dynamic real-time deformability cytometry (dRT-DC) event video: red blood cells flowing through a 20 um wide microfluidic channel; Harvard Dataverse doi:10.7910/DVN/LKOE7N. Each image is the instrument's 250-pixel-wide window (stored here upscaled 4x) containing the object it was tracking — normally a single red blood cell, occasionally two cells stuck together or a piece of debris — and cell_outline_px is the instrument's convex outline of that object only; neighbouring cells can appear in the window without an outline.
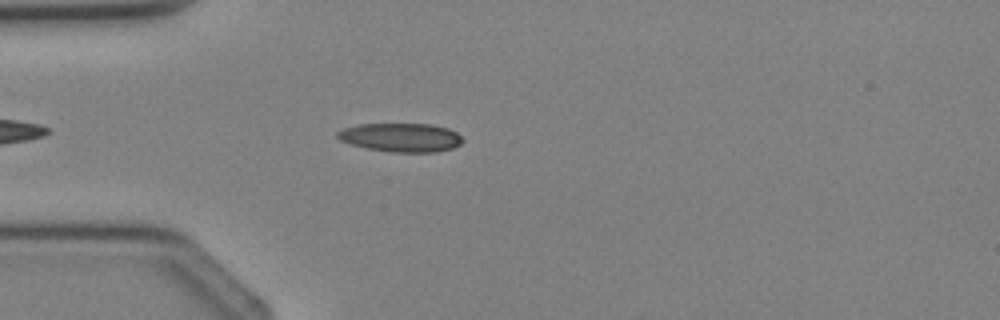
{"species": "Egyptian fruit bat (a non-hibernating species)", "species_latin": "Rousettus aegyptiacus", "temperature_condition": "cold", "stored_images_in_passage": 3, "camera_frame_rate_fps": 3000, "um_per_image_px": 0.085, "animal": {"sex": "female"}, "frame": {"image": 1, "passage_image": 3, "time_ms": 2.333, "image_size_px": [1000, 320], "cell_outline_px": [[464, 140], [460, 144], [452, 148], [436, 152], [392, 152], [368, 148], [352, 144], [340, 140], [336, 136], [336, 132], [344, 128], [360, 124], [432, 124], [448, 128], [456, 132]], "centroid_in_image_um": [34.1, 11.68], "position_along_channel_um": 50.9, "area_um2": 20.87}}